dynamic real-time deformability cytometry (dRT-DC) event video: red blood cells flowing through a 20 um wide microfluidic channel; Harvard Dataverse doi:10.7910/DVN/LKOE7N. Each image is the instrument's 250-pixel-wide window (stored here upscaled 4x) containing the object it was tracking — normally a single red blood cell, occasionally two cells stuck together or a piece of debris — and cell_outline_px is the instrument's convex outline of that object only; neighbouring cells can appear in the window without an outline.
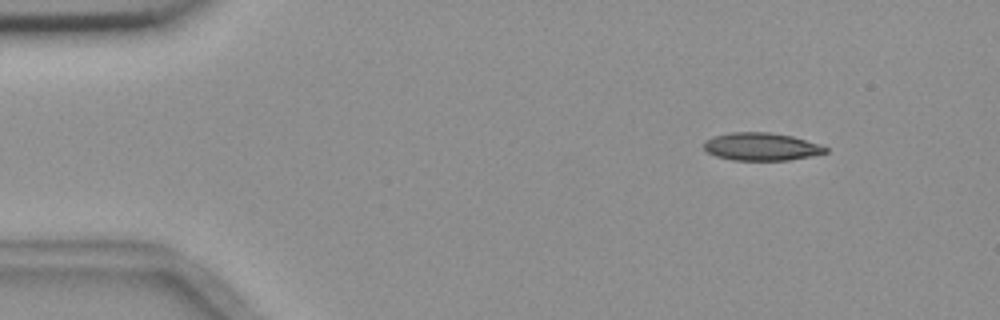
{"species": "common noctule bat (a hibernating species)", "species_latin": "Nyctalus noctula", "temperature_condition": "room temperature", "stored_images_in_passage": 5, "camera_frame_rate_fps": 3000, "um_per_image_px": 0.085, "animal": {"sex": "female", "body_mass_g": 18.4}, "frame": {"image": 1, "passage_image": 1, "time_ms": 0.0, "image_size_px": [1000, 320], "cell_outline_px": [[828, 152], [788, 160], [732, 160], [716, 156], [708, 152], [704, 148], [704, 140], [712, 136], [728, 132], [768, 132], [792, 136], [820, 144], [828, 148]], "centroid_in_image_um": [64.68, 12.45], "position_along_channel_um": 20.3, "area_um2": 19.71}}